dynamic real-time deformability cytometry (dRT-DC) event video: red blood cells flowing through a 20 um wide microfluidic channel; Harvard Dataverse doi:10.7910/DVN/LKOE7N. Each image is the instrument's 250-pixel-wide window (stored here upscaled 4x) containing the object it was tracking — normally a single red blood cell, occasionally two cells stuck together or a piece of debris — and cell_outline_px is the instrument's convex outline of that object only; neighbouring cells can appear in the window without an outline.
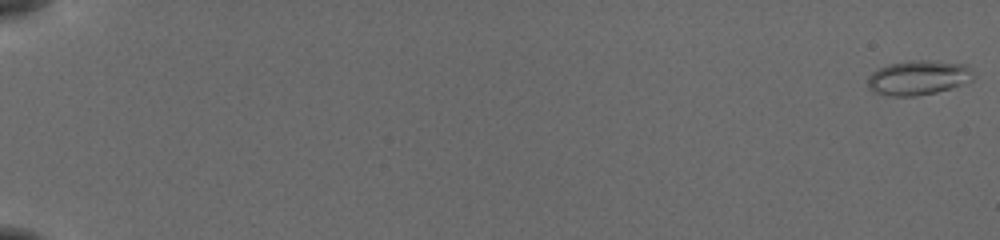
{"species": "common noctule bat (a hibernating species)", "species_latin": "Nyctalus noctula", "temperature_condition": "cold", "stored_images_in_passage": 56, "camera_frame_rate_fps": 3000, "um_per_image_px": 0.085, "animal": {"sex": "female", "body_mass_g": 19.5, "forearm_length_mm": 54.1}, "frame": {"image": 1, "passage_image": 1, "time_ms": 0.0, "image_size_px": [1000, 240], "cell_outline_px": [[976, 76], [972, 80], [936, 92], [916, 96], [892, 96], [872, 92], [868, 88], [868, 76], [872, 72], [888, 64], [908, 60], [928, 60], [964, 64]], "centroid_in_image_um": [78.01, 6.6], "position_along_channel_um": 7.0, "area_um2": 21.21}}
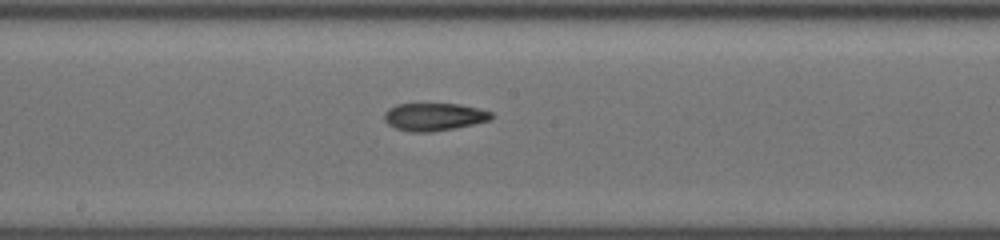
{"frame": {"image": 2, "passage_image": 33, "time_ms": 10.667, "image_size_px": [1000, 240], "cell_outline_px": [[492, 116], [488, 120], [472, 124], [452, 128], [428, 132], [412, 132], [396, 128], [388, 124], [384, 120], [384, 112], [388, 108], [396, 104], [460, 104], [492, 112]], "centroid_in_image_um": [36.83, 9.92], "position_along_channel_um": 211.4, "area_um2": 16.99}}
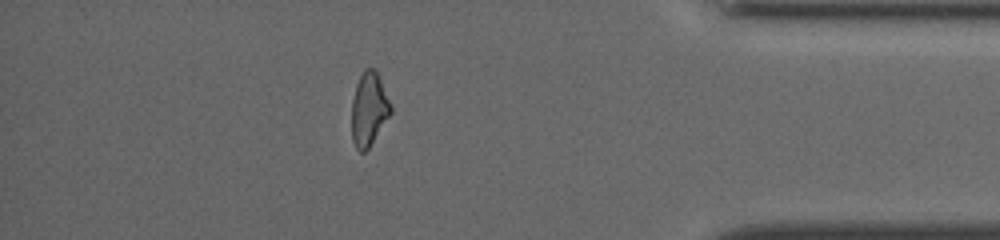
{"frame": {"image": 3, "passage_image": 50, "time_ms": 16.333, "image_size_px": [1000, 240], "cell_outline_px": [[392, 112], [368, 148], [364, 152], [360, 152], [356, 148], [352, 140], [352, 100], [356, 84], [364, 68], [372, 68], [376, 72], [380, 80], [392, 108]], "centroid_in_image_um": [31.34, 9.29], "position_along_channel_um": 403.9, "area_um2": 16.42}, "authors_computed_cell_mechanics": {"area_um2": 17.4556, "velocity_mm_per_s": 3.8853, "shape_relaxation_time_tau1_ms": 5.9986, "shape_relaxation_time_tau2_ms": 3.0452, "deformation_change_tau1": 0.1862, "deformation_change_tau2": 0.1053}}